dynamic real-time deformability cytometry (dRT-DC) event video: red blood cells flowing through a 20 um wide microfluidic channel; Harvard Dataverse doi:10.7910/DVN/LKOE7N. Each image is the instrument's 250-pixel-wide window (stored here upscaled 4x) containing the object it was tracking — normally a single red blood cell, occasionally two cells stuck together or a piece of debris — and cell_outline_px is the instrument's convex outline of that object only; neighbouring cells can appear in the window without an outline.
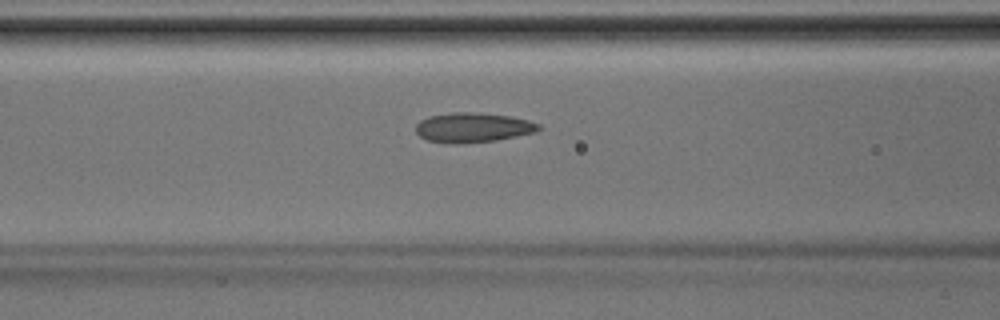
{"species": "Egyptian fruit bat (a non-hibernating species)", "species_latin": "Rousettus aegyptiacus", "temperature_condition": "room temperature", "stored_images_in_passage": 30, "camera_frame_rate_fps": 3000, "um_per_image_px": 0.085, "animal": {"sex": "male"}, "frame": {"image": 1, "passage_image": 5, "time_ms": 1.333, "image_size_px": [1000, 320], "cell_outline_px": [[540, 128], [536, 132], [496, 140], [456, 144], [448, 144], [428, 140], [420, 136], [416, 132], [416, 124], [420, 120], [428, 116], [452, 112], [476, 112], [512, 116], [528, 120], [540, 124]], "centroid_in_image_um": [40.18, 10.83], "position_along_channel_um": 126.4, "area_um2": 21.39}}
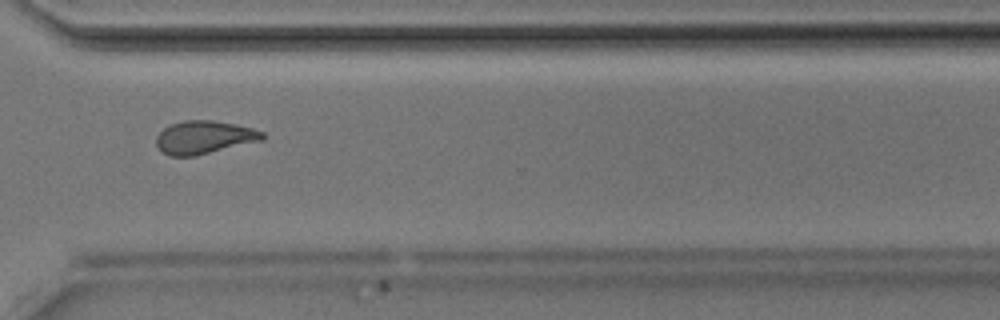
{"frame": {"image": 2, "passage_image": 19, "time_ms": 6.0, "image_size_px": [1000, 320], "cell_outline_px": [[268, 136], [264, 140], [196, 156], [168, 156], [156, 144], [156, 136], [164, 128], [172, 124], [184, 120], [212, 120], [236, 124], [252, 128], [264, 132]], "centroid_in_image_um": [17.41, 11.67], "position_along_channel_um": 353.2, "area_um2": 20.63}}
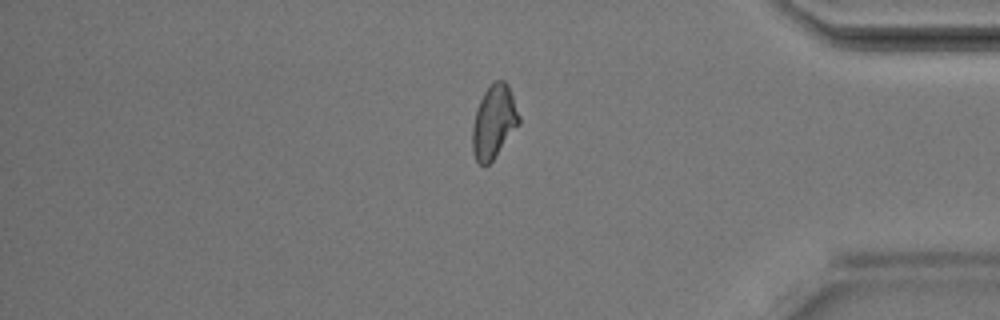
{"frame": {"image": 3, "passage_image": 23, "time_ms": 7.333, "image_size_px": [1000, 320], "cell_outline_px": [[520, 124], [492, 160], [484, 168], [476, 160], [472, 152], [472, 128], [476, 108], [484, 92], [496, 80], [504, 80], [508, 84], [520, 116]], "centroid_in_image_um": [41.97, 10.37], "position_along_channel_um": 393.2, "area_um2": 19.88}}